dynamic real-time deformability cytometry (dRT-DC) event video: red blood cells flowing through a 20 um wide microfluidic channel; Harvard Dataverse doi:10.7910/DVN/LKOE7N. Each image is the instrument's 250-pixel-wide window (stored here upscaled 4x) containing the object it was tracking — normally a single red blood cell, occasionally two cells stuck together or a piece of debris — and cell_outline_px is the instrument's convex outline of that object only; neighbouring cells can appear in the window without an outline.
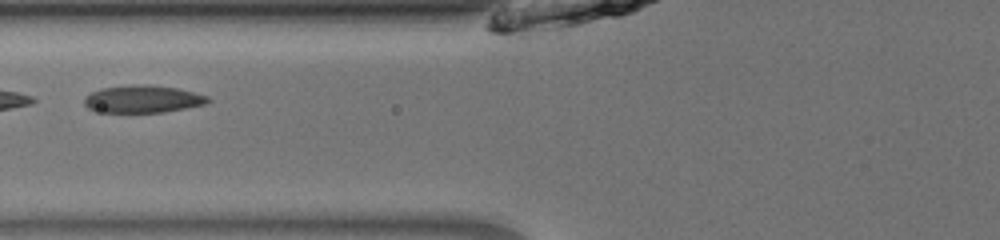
{"species": "common noctule bat (a hibernating species)", "species_latin": "Nyctalus noctula", "temperature_condition": "room temperature", "stored_images_in_passage": 12, "camera_frame_rate_fps": 3000, "um_per_image_px": 0.085, "animal": {"sex": "male", "body_mass_g": 13.0, "forearm_length_mm": 53.1}, "frame": {"image": 1, "passage_image": 6, "time_ms": 1.667, "image_size_px": [1000, 240], "cell_outline_px": [[212, 100], [204, 104], [164, 112], [104, 112], [88, 108], [84, 104], [84, 96], [100, 88], [132, 84], [144, 84], [176, 88], [208, 96]], "centroid_in_image_um": [12.1, 8.41], "position_along_channel_um": 113.7, "area_um2": 19.65}}